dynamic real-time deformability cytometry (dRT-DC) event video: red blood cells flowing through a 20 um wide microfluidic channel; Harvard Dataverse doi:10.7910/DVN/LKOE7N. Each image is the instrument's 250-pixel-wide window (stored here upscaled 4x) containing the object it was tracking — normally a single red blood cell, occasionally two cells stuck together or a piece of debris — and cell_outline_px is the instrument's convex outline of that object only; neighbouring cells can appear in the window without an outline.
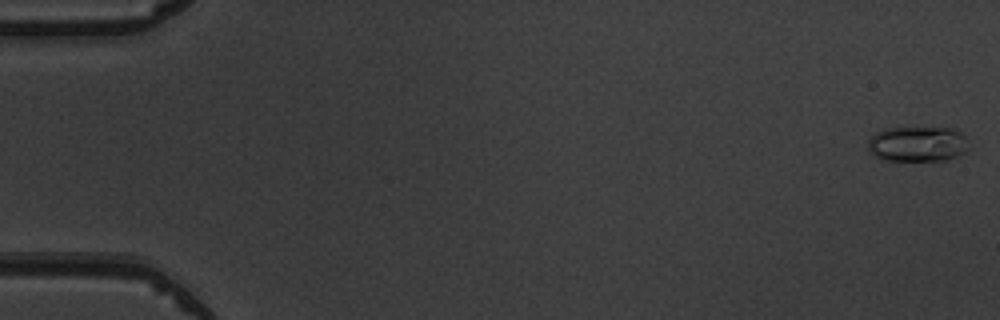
{"species": "common noctule bat (a hibernating species)", "species_latin": "Nyctalus noctula", "temperature_condition": "warm", "stored_images_in_passage": 7, "camera_frame_rate_fps": 3000, "um_per_image_px": 0.085, "animal": {"sex": "male", "body_mass_g": 19.5, "forearm_length_mm": 54.6}, "frame": {"image": 1, "passage_image": 1, "time_ms": 0.0, "image_size_px": [1000, 320], "cell_outline_px": [[968, 148], [964, 152], [948, 160], [880, 160], [868, 152], [868, 140], [876, 132], [884, 128], [952, 128], [960, 132], [964, 136]], "centroid_in_image_um": [77.94, 12.24], "position_along_channel_um": 7.1, "area_um2": 20.75}}
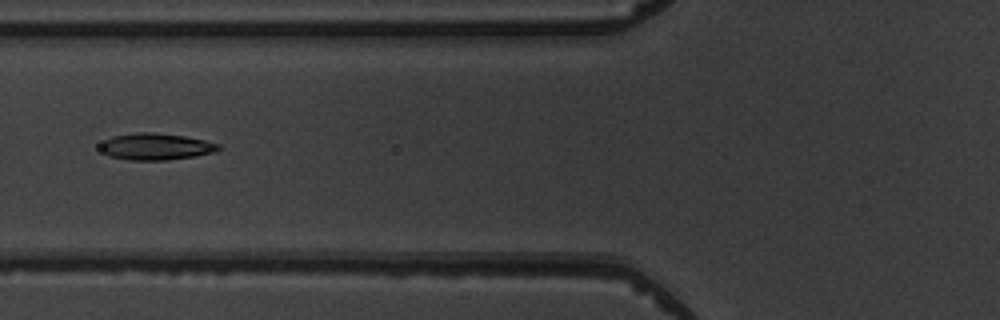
{"frame": {"image": 2, "passage_image": 6, "time_ms": 6.667, "image_size_px": [1000, 320], "cell_outline_px": [[220, 148], [216, 152], [196, 156], [164, 160], [128, 160], [108, 156], [100, 148], [100, 144], [104, 140], [112, 136], [136, 132], [152, 132], [184, 136], [204, 140], [220, 144]], "centroid_in_image_um": [13.24, 12.46], "position_along_channel_um": 112.6, "area_um2": 18.44}}
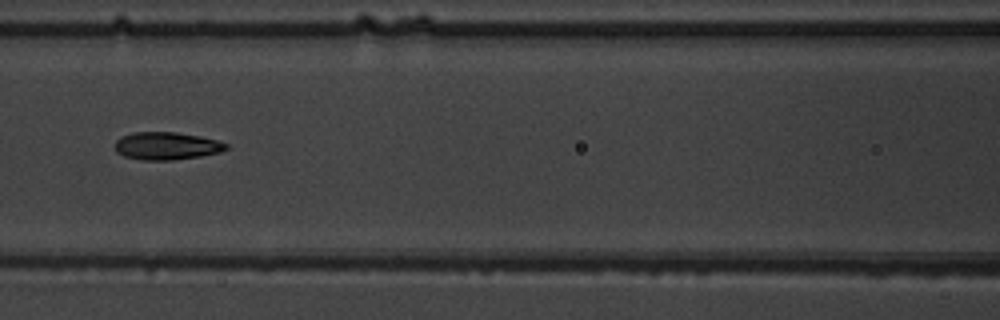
{"frame": {"image": 3, "passage_image": 7, "time_ms": 7.667, "image_size_px": [1000, 320], "cell_outline_px": [[228, 148], [220, 152], [200, 156], [172, 160], [144, 160], [124, 156], [116, 152], [116, 140], [120, 136], [132, 132], [176, 132], [200, 136], [216, 140], [228, 144]], "centroid_in_image_um": [14.15, 12.39], "position_along_channel_um": 152.5, "area_um2": 17.92}}